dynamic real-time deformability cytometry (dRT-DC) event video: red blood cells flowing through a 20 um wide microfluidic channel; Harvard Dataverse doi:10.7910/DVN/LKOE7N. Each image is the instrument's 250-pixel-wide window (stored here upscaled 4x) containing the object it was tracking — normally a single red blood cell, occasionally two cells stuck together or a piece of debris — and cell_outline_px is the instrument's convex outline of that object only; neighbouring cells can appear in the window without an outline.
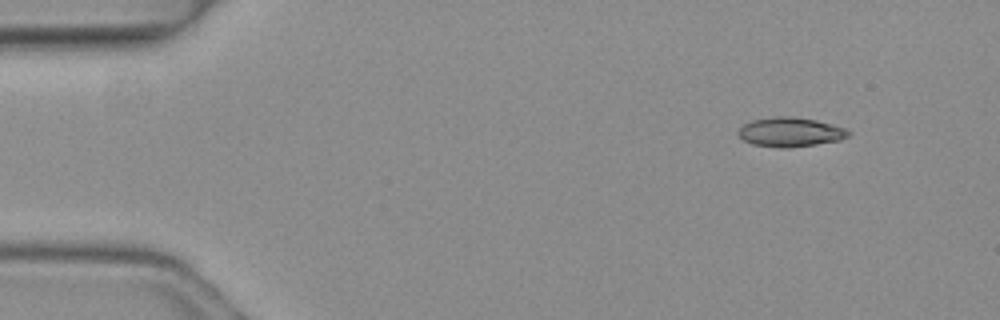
{"species": "common noctule bat (a hibernating species)", "species_latin": "Nyctalus noctula", "temperature_condition": "warm", "stored_images_in_passage": 4, "segment_of_instrument_passage": [2, 2], "camera_frame_rate_fps": 3000, "um_per_image_px": 0.085, "animal": {"sex": "female", "body_mass_g": 19.3, "forearm_length_mm": 54.1}, "frame": {"image": 1, "passage_image": 4, "time_ms": 1.0, "image_size_px": [1000, 320], "cell_outline_px": [[852, 132], [848, 136], [840, 140], [816, 144], [788, 148], [780, 148], [752, 144], [744, 140], [736, 132], [744, 124], [752, 120], [776, 116], [792, 116], [816, 120], [832, 124], [844, 128]], "centroid_in_image_um": [67.18, 11.22], "position_along_channel_um": 17.8, "area_um2": 18.84}}